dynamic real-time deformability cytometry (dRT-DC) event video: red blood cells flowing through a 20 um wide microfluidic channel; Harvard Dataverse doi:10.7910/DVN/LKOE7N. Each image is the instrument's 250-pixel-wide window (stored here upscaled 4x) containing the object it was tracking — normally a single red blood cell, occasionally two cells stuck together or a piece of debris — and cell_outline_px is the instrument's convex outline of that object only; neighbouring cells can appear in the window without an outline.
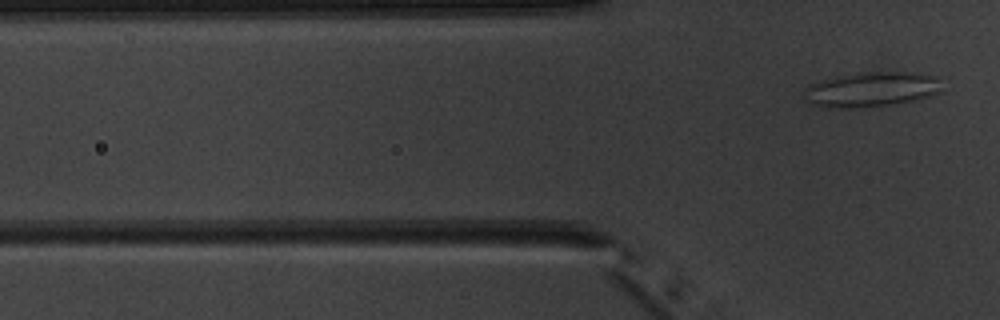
{"species": "common noctule bat (a hibernating species)", "species_latin": "Nyctalus noctula", "temperature_condition": "warm", "stored_images_in_passage": 5, "camera_frame_rate_fps": 3000, "um_per_image_px": 0.085, "animal": {"sex": "male", "body_mass_g": 20.1, "forearm_length_mm": 53.5}, "frame": {"image": 1, "passage_image": 5, "time_ms": 6.0, "image_size_px": [1000, 320], "cell_outline_px": [[944, 92], [932, 96], [896, 104], [864, 108], [836, 108], [812, 104], [808, 100], [804, 92], [804, 88], [808, 84], [820, 80], [836, 76], [876, 72], [920, 72], [940, 76]], "centroid_in_image_um": [74.19, 7.6], "position_along_channel_um": 51.6, "area_um2": 28.61}}